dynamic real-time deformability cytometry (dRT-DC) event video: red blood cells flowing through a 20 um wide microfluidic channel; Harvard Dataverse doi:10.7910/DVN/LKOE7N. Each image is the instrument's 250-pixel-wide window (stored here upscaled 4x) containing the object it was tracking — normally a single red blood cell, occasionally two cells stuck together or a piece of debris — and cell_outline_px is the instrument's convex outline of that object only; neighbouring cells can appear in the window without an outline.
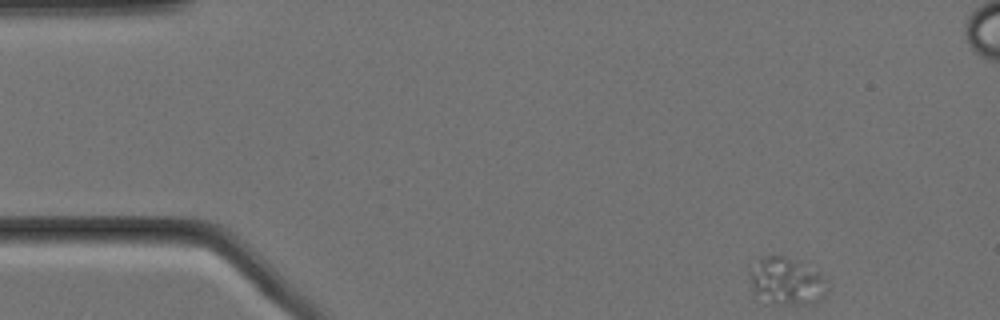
{"species": "Egyptian fruit bat (a non-hibernating species)", "species_latin": "Rousettus aegyptiacus", "temperature_condition": "cold", "stored_images_in_passage": 57, "camera_frame_rate_fps": 3000, "um_per_image_px": 0.085, "animal": {"sex": "female"}, "frame": {"image": 1, "passage_image": 1, "time_ms": 0.0, "image_size_px": [1000, 320], "cell_outline_px": [[828, 288], [824, 296], [816, 304], [772, 304], [752, 292], [748, 276], [748, 272], [764, 256], [784, 256], [824, 276], [828, 280]], "centroid_in_image_um": [66.86, 23.96], "position_along_channel_um": 18.1, "area_um2": 21.27}}
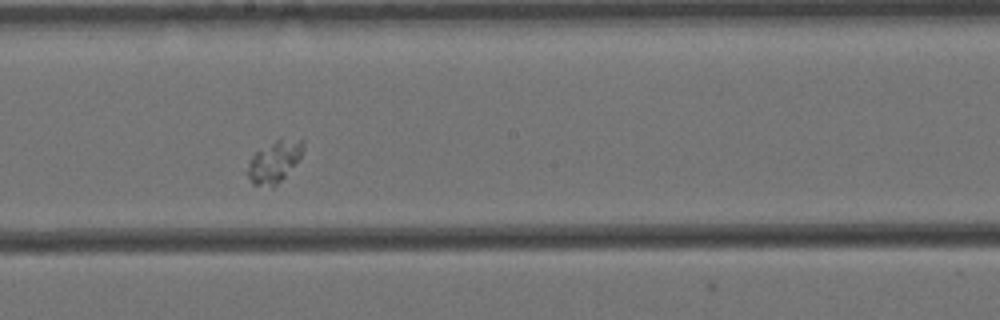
{"frame": {"image": 2, "passage_image": 28, "time_ms": 9.0, "image_size_px": [1000, 320], "cell_outline_px": [[304, 148], [300, 156], [284, 176], [272, 188], [252, 184], [248, 176], [248, 160], [256, 152], [280, 136], [304, 140]], "centroid_in_image_um": [23.31, 13.69], "position_along_channel_um": 224.9, "area_um2": 13.53}}
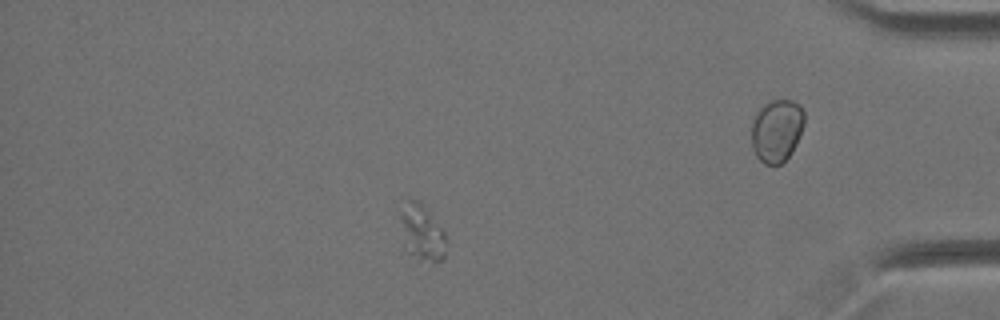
{"frame": {"image": 3, "passage_image": 48, "time_ms": 15.667, "image_size_px": [1000, 320], "cell_outline_px": [[448, 240], [444, 260], [432, 260], [408, 252], [400, 216], [408, 200], [416, 200], [428, 208], [444, 232]], "centroid_in_image_um": [35.96, 19.72], "position_along_channel_um": 399.2, "area_um2": 14.16}}